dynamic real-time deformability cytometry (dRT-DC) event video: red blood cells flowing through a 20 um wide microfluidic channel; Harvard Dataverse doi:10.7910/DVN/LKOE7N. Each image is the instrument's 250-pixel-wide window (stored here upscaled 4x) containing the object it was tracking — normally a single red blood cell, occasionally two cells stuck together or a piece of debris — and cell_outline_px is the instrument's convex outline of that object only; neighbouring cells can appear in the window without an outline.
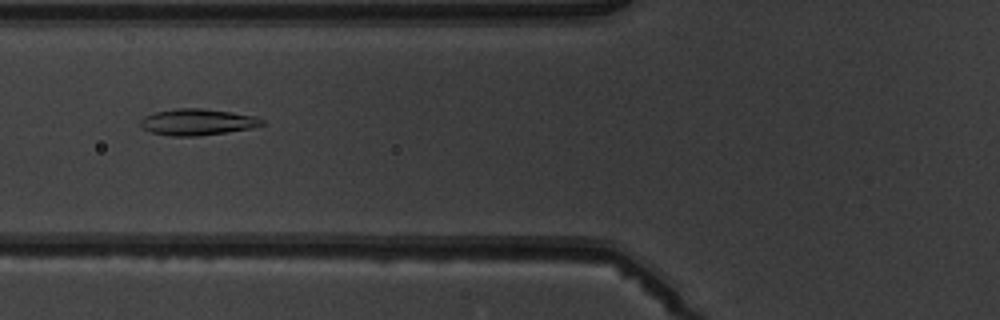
{"species": "common noctule bat (a hibernating species)", "species_latin": "Nyctalus noctula", "temperature_condition": "warm", "stored_images_in_passage": 6, "camera_frame_rate_fps": 3000, "um_per_image_px": 0.085, "animal": {"sex": "male", "body_mass_g": 19.5, "forearm_length_mm": 54.6}, "frame": {"image": 1, "passage_image": 5, "time_ms": 4.667, "image_size_px": [1000, 320], "cell_outline_px": [[264, 124], [252, 128], [200, 136], [168, 136], [152, 132], [144, 128], [140, 124], [140, 120], [144, 116], [156, 112], [176, 108], [200, 108], [232, 112], [256, 116], [264, 120]], "centroid_in_image_um": [16.79, 10.37], "position_along_channel_um": 109.0, "area_um2": 18.67}}
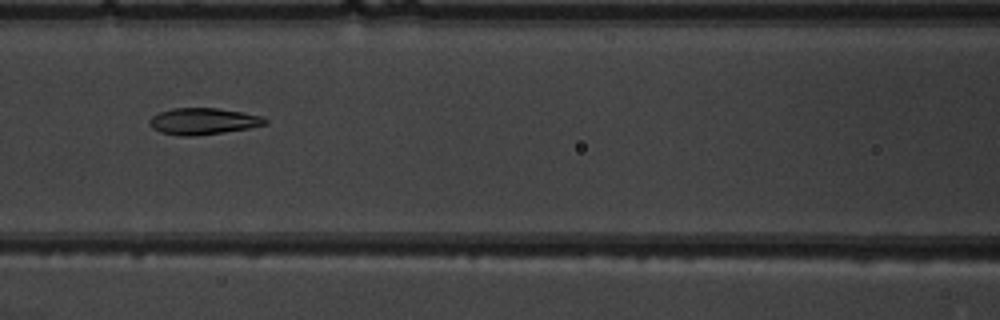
{"frame": {"image": 2, "passage_image": 6, "time_ms": 5.667, "image_size_px": [1000, 320], "cell_outline_px": [[268, 124], [248, 128], [224, 132], [192, 136], [180, 136], [160, 132], [152, 128], [148, 124], [148, 120], [152, 116], [160, 112], [172, 108], [216, 108], [244, 112], [264, 116], [268, 120]], "centroid_in_image_um": [17.28, 10.3], "position_along_channel_um": 149.3, "area_um2": 18.03}}